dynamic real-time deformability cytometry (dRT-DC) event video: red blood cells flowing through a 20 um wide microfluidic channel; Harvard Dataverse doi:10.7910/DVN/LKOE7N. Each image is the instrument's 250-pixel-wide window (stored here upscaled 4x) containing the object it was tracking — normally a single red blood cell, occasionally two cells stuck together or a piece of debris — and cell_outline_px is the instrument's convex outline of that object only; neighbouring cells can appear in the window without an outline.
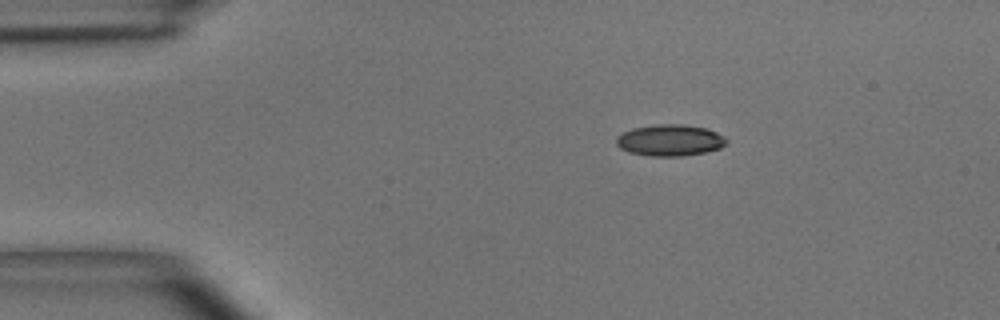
{"species": "common noctule bat (a hibernating species)", "species_latin": "Nyctalus noctula", "temperature_condition": "room temperature", "stored_images_in_passage": 43, "camera_frame_rate_fps": 3000, "um_per_image_px": 0.085, "animal": {"sex": "male", "body_mass_g": 15.6}, "frame": {"image": 1, "passage_image": 1, "time_ms": 0.0, "image_size_px": [1000, 320], "cell_outline_px": [[728, 144], [720, 148], [704, 152], [680, 156], [652, 156], [628, 152], [620, 148], [616, 144], [616, 136], [632, 128], [656, 124], [680, 124], [704, 128], [716, 132], [724, 136], [728, 140]], "centroid_in_image_um": [56.94, 11.92], "position_along_channel_um": 28.1, "area_um2": 20.17}}
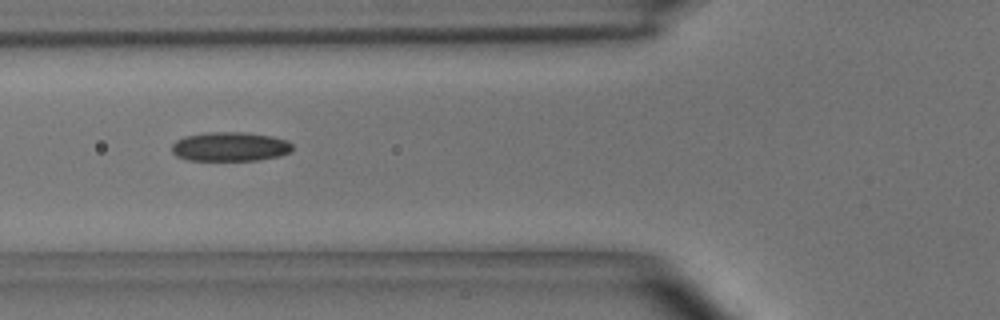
{"frame": {"image": 2, "passage_image": 11, "time_ms": 3.333, "image_size_px": [1000, 320], "cell_outline_px": [[292, 152], [280, 156], [260, 160], [188, 160], [176, 156], [172, 152], [172, 144], [176, 140], [184, 136], [204, 132], [248, 132], [272, 136], [288, 140], [292, 144]], "centroid_in_image_um": [19.57, 12.46], "position_along_channel_um": 106.2, "area_um2": 20.87}}
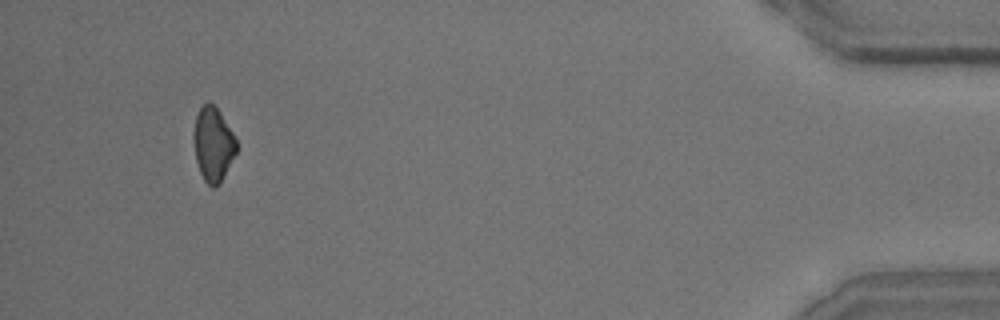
{"frame": {"image": 3, "passage_image": 40, "time_ms": 13.0, "image_size_px": [1000, 320], "cell_outline_px": [[236, 152], [220, 184], [212, 188], [204, 180], [200, 172], [196, 160], [192, 140], [192, 132], [196, 116], [200, 108], [208, 100], [220, 112], [232, 132], [236, 140]], "centroid_in_image_um": [18.08, 12.26], "position_along_channel_um": 417.1, "area_um2": 18.5}, "authors_computed_cell_mechanics": {"area_um2": 19.8832, "velocity_mm_per_s": 3.9393, "shape_relaxation_time_tau1_ms": null, "shape_relaxation_time_tau2_ms": 7.3303, "deformation_change_tau1": null, "deformation_change_tau2": 0.139}}